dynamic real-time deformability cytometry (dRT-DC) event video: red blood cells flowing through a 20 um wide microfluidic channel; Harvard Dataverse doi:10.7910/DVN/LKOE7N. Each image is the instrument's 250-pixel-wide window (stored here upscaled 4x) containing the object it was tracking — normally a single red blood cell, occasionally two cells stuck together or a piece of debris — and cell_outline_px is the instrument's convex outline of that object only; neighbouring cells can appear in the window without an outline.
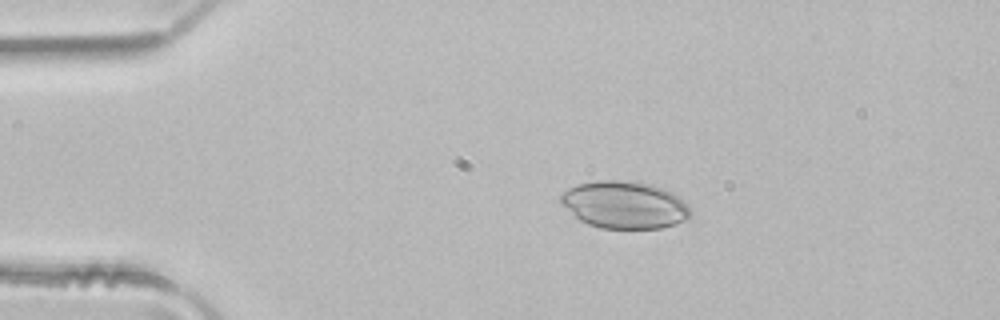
{"species": "common noctule bat (a hibernating species)", "species_latin": "Nyctalus noctula", "temperature_condition": "room temperature", "stored_images_in_passage": 3, "camera_frame_rate_fps": 3000, "um_per_image_px": 0.085, "animal": {"sex": "male", "body_mass_g": 21.5, "forearm_length_mm": 52.0}, "frame": {"image": 1, "passage_image": 2, "time_ms": 0.333, "image_size_px": [1000, 320], "cell_outline_px": [[692, 216], [688, 220], [676, 224], [660, 228], [600, 228], [588, 224], [580, 220], [560, 204], [560, 196], [568, 188], [576, 184], [596, 180], [616, 180], [652, 184], [664, 188], [680, 196], [692, 208]], "centroid_in_image_um": [53.13, 17.41], "position_along_channel_um": 31.9, "area_um2": 36.24}}